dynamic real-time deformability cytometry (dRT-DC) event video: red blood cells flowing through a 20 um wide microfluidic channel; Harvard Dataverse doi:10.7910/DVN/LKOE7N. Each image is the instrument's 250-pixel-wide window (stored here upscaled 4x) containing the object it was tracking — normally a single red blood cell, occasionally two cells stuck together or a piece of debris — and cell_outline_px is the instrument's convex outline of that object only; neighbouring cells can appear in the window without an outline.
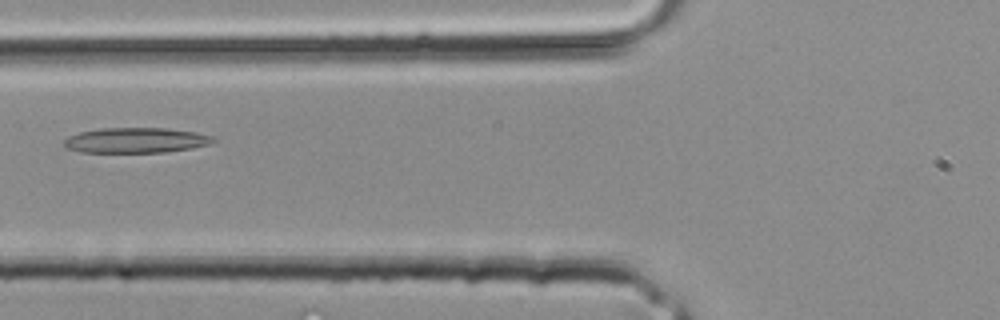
{"species": "common noctule bat (a hibernating species)", "species_latin": "Nyctalus noctula", "temperature_condition": "room temperature", "stored_images_in_passage": 19, "camera_frame_rate_fps": 3000, "um_per_image_px": 0.085, "animal": {"sex": "male", "body_mass_g": 20.4}, "frame": {"image": 1, "passage_image": 3, "time_ms": 0.667, "image_size_px": [1000, 320], "cell_outline_px": [[216, 140], [212, 144], [192, 148], [164, 152], [80, 152], [68, 148], [64, 144], [64, 140], [68, 136], [80, 132], [104, 128], [164, 128], [196, 132], [212, 136]], "centroid_in_image_um": [11.58, 11.92], "position_along_channel_um": 114.2, "area_um2": 21.85}}
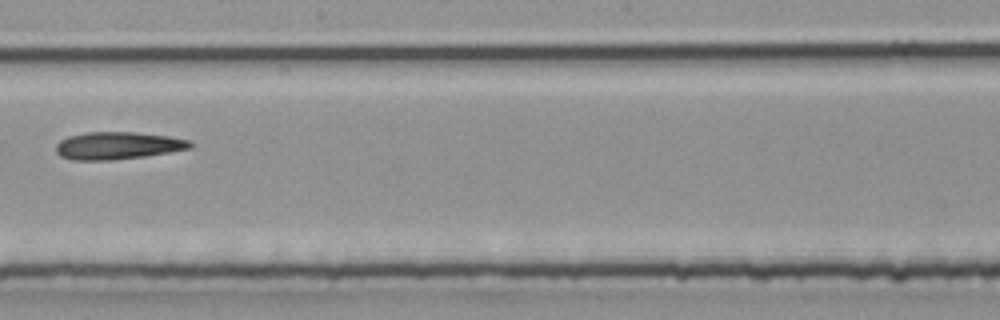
{"frame": {"image": 2, "passage_image": 9, "time_ms": 2.667, "image_size_px": [1000, 320], "cell_outline_px": [[192, 148], [144, 156], [112, 160], [72, 160], [60, 156], [56, 152], [56, 144], [60, 140], [68, 136], [88, 132], [136, 132], [168, 136], [188, 140], [192, 144]], "centroid_in_image_um": [9.97, 12.37], "position_along_channel_um": 238.2, "area_um2": 21.39}}
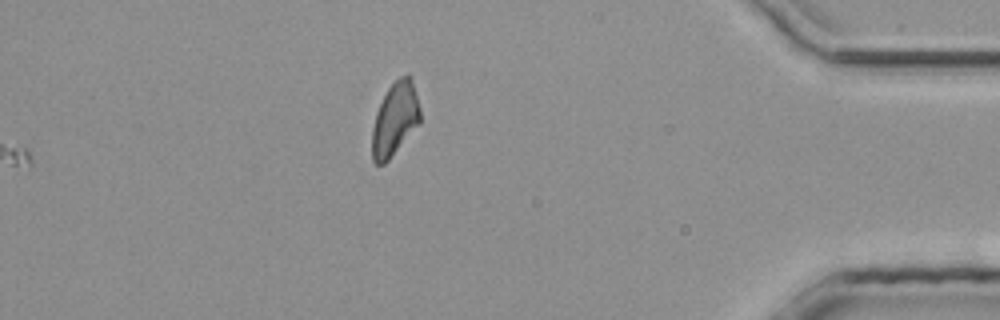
{"frame": {"image": 3, "passage_image": 19, "time_ms": 6.0, "image_size_px": [1000, 320], "cell_outline_px": [[420, 124], [388, 160], [384, 164], [376, 164], [372, 160], [372, 128], [376, 112], [388, 88], [400, 76], [408, 72], [412, 80], [420, 108]], "centroid_in_image_um": [33.58, 10.12], "position_along_channel_um": 401.6, "area_um2": 20.52}}